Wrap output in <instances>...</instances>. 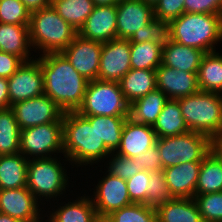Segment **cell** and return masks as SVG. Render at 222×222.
I'll return each instance as SVG.
<instances>
[{"label": "cell", "mask_w": 222, "mask_h": 222, "mask_svg": "<svg viewBox=\"0 0 222 222\" xmlns=\"http://www.w3.org/2000/svg\"><path fill=\"white\" fill-rule=\"evenodd\" d=\"M131 69L129 39H113L102 43L98 79L120 82Z\"/></svg>", "instance_id": "4fadbf2b"}, {"label": "cell", "mask_w": 222, "mask_h": 222, "mask_svg": "<svg viewBox=\"0 0 222 222\" xmlns=\"http://www.w3.org/2000/svg\"><path fill=\"white\" fill-rule=\"evenodd\" d=\"M163 170L150 172L149 190H147V206L157 208L159 205L171 201Z\"/></svg>", "instance_id": "74e56055"}, {"label": "cell", "mask_w": 222, "mask_h": 222, "mask_svg": "<svg viewBox=\"0 0 222 222\" xmlns=\"http://www.w3.org/2000/svg\"><path fill=\"white\" fill-rule=\"evenodd\" d=\"M198 87L200 91L222 94V54L206 53L199 66Z\"/></svg>", "instance_id": "f1b7e54d"}, {"label": "cell", "mask_w": 222, "mask_h": 222, "mask_svg": "<svg viewBox=\"0 0 222 222\" xmlns=\"http://www.w3.org/2000/svg\"><path fill=\"white\" fill-rule=\"evenodd\" d=\"M132 69L156 70L162 64V46L151 41L130 43Z\"/></svg>", "instance_id": "836d02e7"}, {"label": "cell", "mask_w": 222, "mask_h": 222, "mask_svg": "<svg viewBox=\"0 0 222 222\" xmlns=\"http://www.w3.org/2000/svg\"><path fill=\"white\" fill-rule=\"evenodd\" d=\"M30 12L51 5L52 0H20Z\"/></svg>", "instance_id": "7dc6e473"}, {"label": "cell", "mask_w": 222, "mask_h": 222, "mask_svg": "<svg viewBox=\"0 0 222 222\" xmlns=\"http://www.w3.org/2000/svg\"><path fill=\"white\" fill-rule=\"evenodd\" d=\"M23 62L18 56L0 51V77L8 79Z\"/></svg>", "instance_id": "f6af8a7d"}, {"label": "cell", "mask_w": 222, "mask_h": 222, "mask_svg": "<svg viewBox=\"0 0 222 222\" xmlns=\"http://www.w3.org/2000/svg\"><path fill=\"white\" fill-rule=\"evenodd\" d=\"M213 142L207 135L193 131L157 138L156 146L162 168L187 162H202L203 158L211 151Z\"/></svg>", "instance_id": "8992f818"}, {"label": "cell", "mask_w": 222, "mask_h": 222, "mask_svg": "<svg viewBox=\"0 0 222 222\" xmlns=\"http://www.w3.org/2000/svg\"><path fill=\"white\" fill-rule=\"evenodd\" d=\"M101 51L102 43L77 34L61 53L78 73L88 81H93L98 79Z\"/></svg>", "instance_id": "7c38bea8"}, {"label": "cell", "mask_w": 222, "mask_h": 222, "mask_svg": "<svg viewBox=\"0 0 222 222\" xmlns=\"http://www.w3.org/2000/svg\"><path fill=\"white\" fill-rule=\"evenodd\" d=\"M89 122H97V133L111 152L119 148L123 126L129 116H84Z\"/></svg>", "instance_id": "1f68e13d"}, {"label": "cell", "mask_w": 222, "mask_h": 222, "mask_svg": "<svg viewBox=\"0 0 222 222\" xmlns=\"http://www.w3.org/2000/svg\"><path fill=\"white\" fill-rule=\"evenodd\" d=\"M150 172L142 170L126 180L129 198L132 203L147 205V190H149Z\"/></svg>", "instance_id": "60d3db41"}, {"label": "cell", "mask_w": 222, "mask_h": 222, "mask_svg": "<svg viewBox=\"0 0 222 222\" xmlns=\"http://www.w3.org/2000/svg\"><path fill=\"white\" fill-rule=\"evenodd\" d=\"M117 7V38L130 39L153 18V6L144 0H122Z\"/></svg>", "instance_id": "2e32d148"}, {"label": "cell", "mask_w": 222, "mask_h": 222, "mask_svg": "<svg viewBox=\"0 0 222 222\" xmlns=\"http://www.w3.org/2000/svg\"><path fill=\"white\" fill-rule=\"evenodd\" d=\"M205 54L200 49L184 46L169 39L162 47V64L188 73H198Z\"/></svg>", "instance_id": "44dd1931"}, {"label": "cell", "mask_w": 222, "mask_h": 222, "mask_svg": "<svg viewBox=\"0 0 222 222\" xmlns=\"http://www.w3.org/2000/svg\"><path fill=\"white\" fill-rule=\"evenodd\" d=\"M194 200L204 222H222V191L195 194Z\"/></svg>", "instance_id": "8d00e7d4"}, {"label": "cell", "mask_w": 222, "mask_h": 222, "mask_svg": "<svg viewBox=\"0 0 222 222\" xmlns=\"http://www.w3.org/2000/svg\"><path fill=\"white\" fill-rule=\"evenodd\" d=\"M10 107L21 130L50 122H63L65 113L45 94L18 101Z\"/></svg>", "instance_id": "30bf717a"}, {"label": "cell", "mask_w": 222, "mask_h": 222, "mask_svg": "<svg viewBox=\"0 0 222 222\" xmlns=\"http://www.w3.org/2000/svg\"><path fill=\"white\" fill-rule=\"evenodd\" d=\"M28 26L0 23V51L18 56L24 62L33 60L29 57L32 46Z\"/></svg>", "instance_id": "7402d4cb"}, {"label": "cell", "mask_w": 222, "mask_h": 222, "mask_svg": "<svg viewBox=\"0 0 222 222\" xmlns=\"http://www.w3.org/2000/svg\"><path fill=\"white\" fill-rule=\"evenodd\" d=\"M54 157L30 158L27 166L26 187L33 193L37 200L51 199L63 195L66 190L68 176L66 169ZM64 167V168H63Z\"/></svg>", "instance_id": "ba28073f"}, {"label": "cell", "mask_w": 222, "mask_h": 222, "mask_svg": "<svg viewBox=\"0 0 222 222\" xmlns=\"http://www.w3.org/2000/svg\"><path fill=\"white\" fill-rule=\"evenodd\" d=\"M108 217L113 222H158L156 208L139 203L124 206Z\"/></svg>", "instance_id": "e575fe53"}, {"label": "cell", "mask_w": 222, "mask_h": 222, "mask_svg": "<svg viewBox=\"0 0 222 222\" xmlns=\"http://www.w3.org/2000/svg\"><path fill=\"white\" fill-rule=\"evenodd\" d=\"M93 191V205L98 217H105L112 212L132 204L126 185V180L108 173L103 176ZM95 196V197H94Z\"/></svg>", "instance_id": "5bb4252c"}, {"label": "cell", "mask_w": 222, "mask_h": 222, "mask_svg": "<svg viewBox=\"0 0 222 222\" xmlns=\"http://www.w3.org/2000/svg\"><path fill=\"white\" fill-rule=\"evenodd\" d=\"M185 0H159L153 7L154 17L170 22L184 13Z\"/></svg>", "instance_id": "b9f144b4"}, {"label": "cell", "mask_w": 222, "mask_h": 222, "mask_svg": "<svg viewBox=\"0 0 222 222\" xmlns=\"http://www.w3.org/2000/svg\"><path fill=\"white\" fill-rule=\"evenodd\" d=\"M20 153L28 160L63 154V122H50L21 130ZM52 154V155H51Z\"/></svg>", "instance_id": "9c48e42d"}, {"label": "cell", "mask_w": 222, "mask_h": 222, "mask_svg": "<svg viewBox=\"0 0 222 222\" xmlns=\"http://www.w3.org/2000/svg\"><path fill=\"white\" fill-rule=\"evenodd\" d=\"M51 6L78 32L95 5L93 0H52Z\"/></svg>", "instance_id": "4dcf8cb0"}, {"label": "cell", "mask_w": 222, "mask_h": 222, "mask_svg": "<svg viewBox=\"0 0 222 222\" xmlns=\"http://www.w3.org/2000/svg\"><path fill=\"white\" fill-rule=\"evenodd\" d=\"M41 55L36 60L43 71L44 94L64 112H77L89 81L75 70L61 52Z\"/></svg>", "instance_id": "6da1fadb"}, {"label": "cell", "mask_w": 222, "mask_h": 222, "mask_svg": "<svg viewBox=\"0 0 222 222\" xmlns=\"http://www.w3.org/2000/svg\"><path fill=\"white\" fill-rule=\"evenodd\" d=\"M222 191V161L211 150L202 160L195 194Z\"/></svg>", "instance_id": "f546056e"}, {"label": "cell", "mask_w": 222, "mask_h": 222, "mask_svg": "<svg viewBox=\"0 0 222 222\" xmlns=\"http://www.w3.org/2000/svg\"><path fill=\"white\" fill-rule=\"evenodd\" d=\"M156 89L168 99H179L199 91L198 73H188L161 64L156 70Z\"/></svg>", "instance_id": "ac0fdd59"}, {"label": "cell", "mask_w": 222, "mask_h": 222, "mask_svg": "<svg viewBox=\"0 0 222 222\" xmlns=\"http://www.w3.org/2000/svg\"><path fill=\"white\" fill-rule=\"evenodd\" d=\"M79 198L50 213L48 222H97L98 215L92 198L88 195Z\"/></svg>", "instance_id": "4316f807"}, {"label": "cell", "mask_w": 222, "mask_h": 222, "mask_svg": "<svg viewBox=\"0 0 222 222\" xmlns=\"http://www.w3.org/2000/svg\"><path fill=\"white\" fill-rule=\"evenodd\" d=\"M0 222H21V221L7 214L0 213Z\"/></svg>", "instance_id": "681fc988"}, {"label": "cell", "mask_w": 222, "mask_h": 222, "mask_svg": "<svg viewBox=\"0 0 222 222\" xmlns=\"http://www.w3.org/2000/svg\"><path fill=\"white\" fill-rule=\"evenodd\" d=\"M211 150L221 159L222 161V148L220 146H212Z\"/></svg>", "instance_id": "f907efd6"}, {"label": "cell", "mask_w": 222, "mask_h": 222, "mask_svg": "<svg viewBox=\"0 0 222 222\" xmlns=\"http://www.w3.org/2000/svg\"><path fill=\"white\" fill-rule=\"evenodd\" d=\"M136 162L139 164L141 170L149 172L163 170L156 144L151 146L145 153L139 154L136 157Z\"/></svg>", "instance_id": "ee69618b"}, {"label": "cell", "mask_w": 222, "mask_h": 222, "mask_svg": "<svg viewBox=\"0 0 222 222\" xmlns=\"http://www.w3.org/2000/svg\"><path fill=\"white\" fill-rule=\"evenodd\" d=\"M63 154L71 163L92 165L108 158L111 152L97 133V122H89L78 112L63 115ZM103 158V159H102Z\"/></svg>", "instance_id": "7a4b0ae2"}, {"label": "cell", "mask_w": 222, "mask_h": 222, "mask_svg": "<svg viewBox=\"0 0 222 222\" xmlns=\"http://www.w3.org/2000/svg\"><path fill=\"white\" fill-rule=\"evenodd\" d=\"M212 146H220L222 148V131L219 136L214 140Z\"/></svg>", "instance_id": "816d5d0a"}, {"label": "cell", "mask_w": 222, "mask_h": 222, "mask_svg": "<svg viewBox=\"0 0 222 222\" xmlns=\"http://www.w3.org/2000/svg\"><path fill=\"white\" fill-rule=\"evenodd\" d=\"M157 138L180 135L190 131L182 117L178 99H168L152 126Z\"/></svg>", "instance_id": "83f0119b"}, {"label": "cell", "mask_w": 222, "mask_h": 222, "mask_svg": "<svg viewBox=\"0 0 222 222\" xmlns=\"http://www.w3.org/2000/svg\"><path fill=\"white\" fill-rule=\"evenodd\" d=\"M127 102L118 82L89 81L77 112L81 116H129Z\"/></svg>", "instance_id": "52a82bcc"}, {"label": "cell", "mask_w": 222, "mask_h": 222, "mask_svg": "<svg viewBox=\"0 0 222 222\" xmlns=\"http://www.w3.org/2000/svg\"><path fill=\"white\" fill-rule=\"evenodd\" d=\"M220 2H221V14H222V0H220Z\"/></svg>", "instance_id": "11a10c76"}, {"label": "cell", "mask_w": 222, "mask_h": 222, "mask_svg": "<svg viewBox=\"0 0 222 222\" xmlns=\"http://www.w3.org/2000/svg\"><path fill=\"white\" fill-rule=\"evenodd\" d=\"M9 107L18 101L44 94L43 71L35 59L23 62L8 79Z\"/></svg>", "instance_id": "8fae6325"}, {"label": "cell", "mask_w": 222, "mask_h": 222, "mask_svg": "<svg viewBox=\"0 0 222 222\" xmlns=\"http://www.w3.org/2000/svg\"><path fill=\"white\" fill-rule=\"evenodd\" d=\"M169 39V22L154 17L144 28L137 30L129 41L130 43L151 41L163 47Z\"/></svg>", "instance_id": "d590c367"}, {"label": "cell", "mask_w": 222, "mask_h": 222, "mask_svg": "<svg viewBox=\"0 0 222 222\" xmlns=\"http://www.w3.org/2000/svg\"><path fill=\"white\" fill-rule=\"evenodd\" d=\"M30 15L20 0H0V23L29 25Z\"/></svg>", "instance_id": "f35d334b"}, {"label": "cell", "mask_w": 222, "mask_h": 222, "mask_svg": "<svg viewBox=\"0 0 222 222\" xmlns=\"http://www.w3.org/2000/svg\"><path fill=\"white\" fill-rule=\"evenodd\" d=\"M170 39L210 53L222 41V14L183 13L169 22Z\"/></svg>", "instance_id": "3957f363"}, {"label": "cell", "mask_w": 222, "mask_h": 222, "mask_svg": "<svg viewBox=\"0 0 222 222\" xmlns=\"http://www.w3.org/2000/svg\"><path fill=\"white\" fill-rule=\"evenodd\" d=\"M97 222H113L108 216L105 217H98Z\"/></svg>", "instance_id": "f5cc1de1"}, {"label": "cell", "mask_w": 222, "mask_h": 222, "mask_svg": "<svg viewBox=\"0 0 222 222\" xmlns=\"http://www.w3.org/2000/svg\"><path fill=\"white\" fill-rule=\"evenodd\" d=\"M40 201L27 188L0 189V213L21 222H41Z\"/></svg>", "instance_id": "9a60e30c"}, {"label": "cell", "mask_w": 222, "mask_h": 222, "mask_svg": "<svg viewBox=\"0 0 222 222\" xmlns=\"http://www.w3.org/2000/svg\"><path fill=\"white\" fill-rule=\"evenodd\" d=\"M156 212L158 222H204L194 198H173Z\"/></svg>", "instance_id": "603a6c76"}, {"label": "cell", "mask_w": 222, "mask_h": 222, "mask_svg": "<svg viewBox=\"0 0 222 222\" xmlns=\"http://www.w3.org/2000/svg\"><path fill=\"white\" fill-rule=\"evenodd\" d=\"M78 34L86 39L106 43L117 38V7L95 5Z\"/></svg>", "instance_id": "e0dca14e"}, {"label": "cell", "mask_w": 222, "mask_h": 222, "mask_svg": "<svg viewBox=\"0 0 222 222\" xmlns=\"http://www.w3.org/2000/svg\"><path fill=\"white\" fill-rule=\"evenodd\" d=\"M167 100L161 90L155 89L130 104L129 118L135 123L153 126Z\"/></svg>", "instance_id": "d4e9b609"}, {"label": "cell", "mask_w": 222, "mask_h": 222, "mask_svg": "<svg viewBox=\"0 0 222 222\" xmlns=\"http://www.w3.org/2000/svg\"><path fill=\"white\" fill-rule=\"evenodd\" d=\"M144 1L154 7L159 0H144Z\"/></svg>", "instance_id": "db71d44e"}, {"label": "cell", "mask_w": 222, "mask_h": 222, "mask_svg": "<svg viewBox=\"0 0 222 222\" xmlns=\"http://www.w3.org/2000/svg\"><path fill=\"white\" fill-rule=\"evenodd\" d=\"M188 129L214 141L222 131V94L198 91L178 99Z\"/></svg>", "instance_id": "5b68a950"}, {"label": "cell", "mask_w": 222, "mask_h": 222, "mask_svg": "<svg viewBox=\"0 0 222 222\" xmlns=\"http://www.w3.org/2000/svg\"><path fill=\"white\" fill-rule=\"evenodd\" d=\"M109 157L111 159H109L110 162L108 163L109 166H107V173H110L113 176L127 180L142 171L139 164L136 162V157H124L116 153H111L108 158Z\"/></svg>", "instance_id": "ab89813d"}, {"label": "cell", "mask_w": 222, "mask_h": 222, "mask_svg": "<svg viewBox=\"0 0 222 222\" xmlns=\"http://www.w3.org/2000/svg\"><path fill=\"white\" fill-rule=\"evenodd\" d=\"M156 141L157 135L151 125L135 123L127 118L123 126L120 146L115 153L134 158L145 153L156 144Z\"/></svg>", "instance_id": "d6986e66"}, {"label": "cell", "mask_w": 222, "mask_h": 222, "mask_svg": "<svg viewBox=\"0 0 222 222\" xmlns=\"http://www.w3.org/2000/svg\"><path fill=\"white\" fill-rule=\"evenodd\" d=\"M120 1L122 0H93L94 5H97V6L112 5Z\"/></svg>", "instance_id": "c3c4849f"}, {"label": "cell", "mask_w": 222, "mask_h": 222, "mask_svg": "<svg viewBox=\"0 0 222 222\" xmlns=\"http://www.w3.org/2000/svg\"><path fill=\"white\" fill-rule=\"evenodd\" d=\"M119 84L127 102L131 104L156 89V71L131 68Z\"/></svg>", "instance_id": "cb8c5ba5"}, {"label": "cell", "mask_w": 222, "mask_h": 222, "mask_svg": "<svg viewBox=\"0 0 222 222\" xmlns=\"http://www.w3.org/2000/svg\"><path fill=\"white\" fill-rule=\"evenodd\" d=\"M20 133L11 107L0 109V155L20 153Z\"/></svg>", "instance_id": "d6a6232c"}, {"label": "cell", "mask_w": 222, "mask_h": 222, "mask_svg": "<svg viewBox=\"0 0 222 222\" xmlns=\"http://www.w3.org/2000/svg\"><path fill=\"white\" fill-rule=\"evenodd\" d=\"M184 13L221 14L220 0H185Z\"/></svg>", "instance_id": "7bdbcfd3"}, {"label": "cell", "mask_w": 222, "mask_h": 222, "mask_svg": "<svg viewBox=\"0 0 222 222\" xmlns=\"http://www.w3.org/2000/svg\"><path fill=\"white\" fill-rule=\"evenodd\" d=\"M200 167L201 162H187L163 169L173 198H194Z\"/></svg>", "instance_id": "ffe728a7"}, {"label": "cell", "mask_w": 222, "mask_h": 222, "mask_svg": "<svg viewBox=\"0 0 222 222\" xmlns=\"http://www.w3.org/2000/svg\"><path fill=\"white\" fill-rule=\"evenodd\" d=\"M28 27L32 48L43 54L62 52L78 34L51 5L32 11Z\"/></svg>", "instance_id": "277c9868"}, {"label": "cell", "mask_w": 222, "mask_h": 222, "mask_svg": "<svg viewBox=\"0 0 222 222\" xmlns=\"http://www.w3.org/2000/svg\"><path fill=\"white\" fill-rule=\"evenodd\" d=\"M28 162L21 153L0 155V189L26 187Z\"/></svg>", "instance_id": "484cf974"}, {"label": "cell", "mask_w": 222, "mask_h": 222, "mask_svg": "<svg viewBox=\"0 0 222 222\" xmlns=\"http://www.w3.org/2000/svg\"><path fill=\"white\" fill-rule=\"evenodd\" d=\"M9 108V85L6 78L0 77V109Z\"/></svg>", "instance_id": "bcb514c9"}]
</instances>
